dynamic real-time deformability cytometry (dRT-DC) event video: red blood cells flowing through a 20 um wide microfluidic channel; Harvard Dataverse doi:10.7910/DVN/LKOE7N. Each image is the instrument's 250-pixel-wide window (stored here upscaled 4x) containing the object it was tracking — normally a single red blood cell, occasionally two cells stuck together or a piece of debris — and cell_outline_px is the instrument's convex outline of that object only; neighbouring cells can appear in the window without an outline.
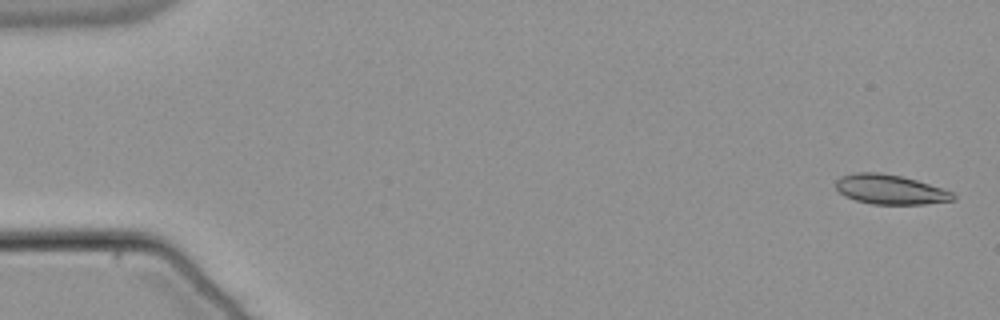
{"species": "common noctule bat (a hibernating species)", "species_latin": "Nyctalus noctula", "temperature_condition": "warm", "stored_images_in_passage": 54, "camera_frame_rate_fps": 3000, "um_per_image_px": 0.085, "animal": {"sex": "male", "body_mass_g": 21.5, "forearm_length_mm": 52.0}, "frame": {"image": 1, "passage_image": 2, "time_ms": 0.333, "image_size_px": [1000, 320], "cell_outline_px": [[956, 200], [924, 204], [872, 204], [856, 200], [844, 196], [836, 188], [836, 180], [840, 176], [856, 172], [880, 172], [900, 176], [916, 180], [952, 192], [956, 196]], "centroid_in_image_um": [75.64, 16.1], "position_along_channel_um": 9.4, "area_um2": 20.17}}
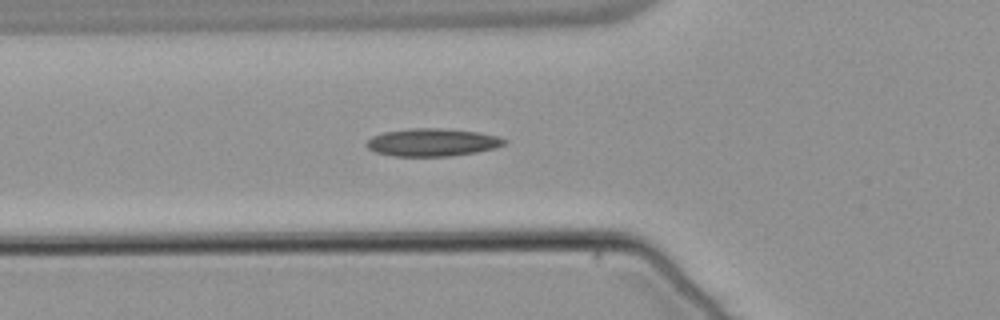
{"frame": {"image": 2, "passage_image": 20, "time_ms": 6.333, "image_size_px": [1000, 320], "cell_outline_px": [[508, 140], [504, 144], [496, 148], [476, 152], [448, 156], [392, 156], [376, 152], [368, 148], [364, 144], [372, 136], [384, 132], [412, 128], [440, 128], [476, 132], [496, 136]], "centroid_in_image_um": [36.72, 12.1], "position_along_channel_um": 89.1, "area_um2": 22.14}}
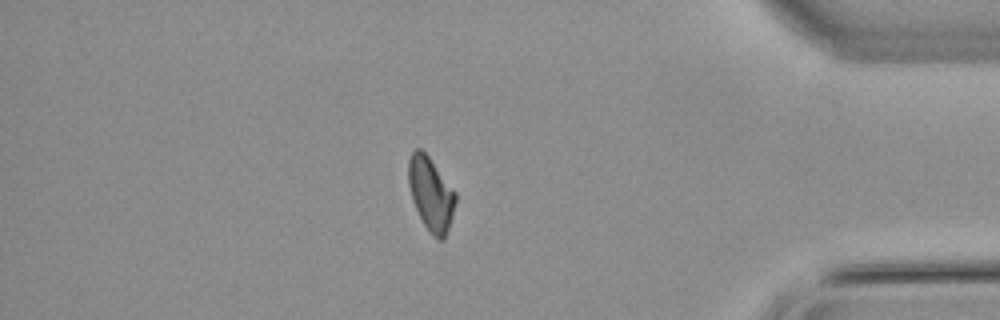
{"frame": {"image": 3, "passage_image": 47, "time_ms": 15.333, "image_size_px": [1000, 320], "cell_outline_px": [[456, 200], [452, 216], [444, 240], [436, 240], [428, 232], [412, 200], [408, 184], [408, 160], [412, 152], [416, 148], [420, 148], [428, 156], [456, 192]], "centroid_in_image_um": [36.61, 16.5], "position_along_channel_um": 398.6, "area_um2": 20.11}, "authors_computed_cell_mechanics": {"area_um2": 20.7502, "velocity_mm_per_s": 3.8189, "shape_relaxation_time_tau1_ms": 9.6807, "shape_relaxation_time_tau2_ms": 5.5642, "deformation_change_tau1": 0.1786, "deformation_change_tau2": 0.1175}}